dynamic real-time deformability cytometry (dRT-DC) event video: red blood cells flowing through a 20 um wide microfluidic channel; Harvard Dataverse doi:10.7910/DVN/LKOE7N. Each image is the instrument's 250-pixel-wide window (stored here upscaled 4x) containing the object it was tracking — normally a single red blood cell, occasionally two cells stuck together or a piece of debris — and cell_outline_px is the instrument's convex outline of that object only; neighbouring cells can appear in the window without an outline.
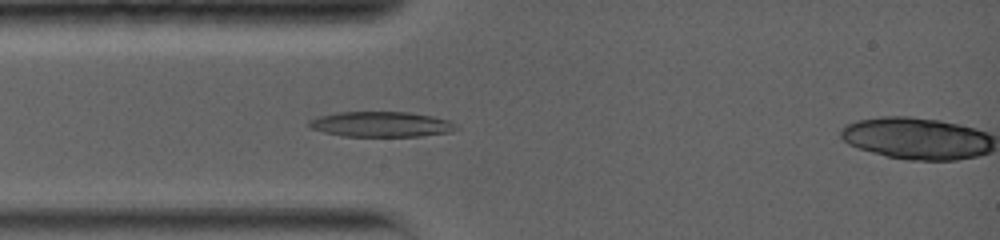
{"species": "common noctule bat (a hibernating species)", "species_latin": "Nyctalus noctula", "temperature_condition": "warm", "stored_images_in_passage": 10, "camera_frame_rate_fps": 5000, "um_per_image_px": 0.085, "animal": {"sex": "female", "body_mass_g": 19.0, "forearm_length_mm": 56.7}, "frame": {"image": 1, "passage_image": 9, "time_ms": 3.0, "image_size_px": [1000, 240], "cell_outline_px": [[460, 128], [452, 132], [420, 136], [344, 136], [324, 132], [308, 128], [308, 120], [316, 116], [336, 112], [408, 112], [432, 116], [448, 120], [456, 124]], "centroid_in_image_um": [32.37, 10.56], "position_along_channel_um": 52.6, "area_um2": 21.91}}